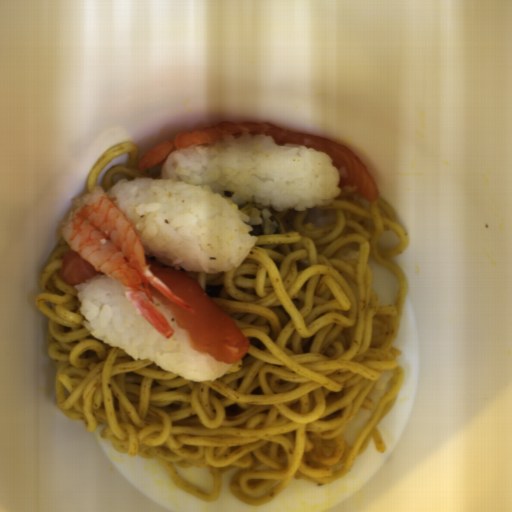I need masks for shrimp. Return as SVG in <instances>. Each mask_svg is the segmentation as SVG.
Returning a JSON list of instances; mask_svg holds the SVG:
<instances>
[{
	"label": "shrimp",
	"mask_w": 512,
	"mask_h": 512,
	"mask_svg": "<svg viewBox=\"0 0 512 512\" xmlns=\"http://www.w3.org/2000/svg\"><path fill=\"white\" fill-rule=\"evenodd\" d=\"M75 209L61 223L62 238L96 272H102L125 287V299L165 339L175 330L157 309L150 285L188 312L190 305L154 276L147 263L140 237L125 215L108 197L103 187L74 199Z\"/></svg>",
	"instance_id": "shrimp-1"
}]
</instances>
